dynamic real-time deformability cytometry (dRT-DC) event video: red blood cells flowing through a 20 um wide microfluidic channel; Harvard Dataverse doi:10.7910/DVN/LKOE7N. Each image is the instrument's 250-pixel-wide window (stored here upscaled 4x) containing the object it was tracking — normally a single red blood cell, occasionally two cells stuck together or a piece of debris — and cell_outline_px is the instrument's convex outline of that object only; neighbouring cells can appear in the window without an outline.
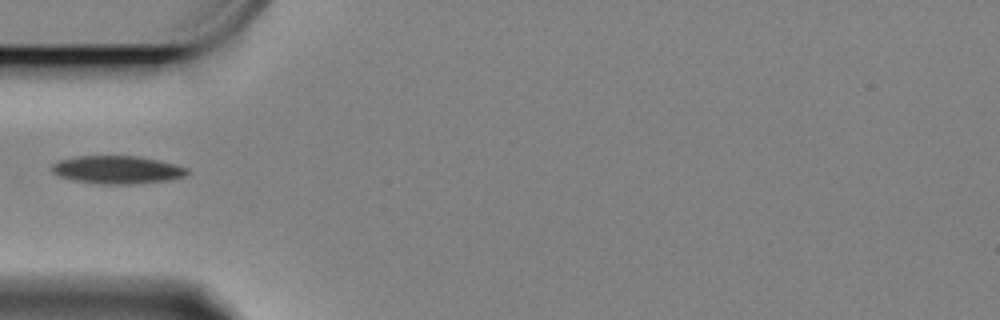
{"species": "Egyptian fruit bat (a non-hibernating species)", "species_latin": "Rousettus aegyptiacus", "temperature_condition": "cold", "stored_images_in_passage": 14, "camera_frame_rate_fps": 3000, "um_per_image_px": 0.085, "animal": {"sex": "female"}, "frame": {"image": 1, "passage_image": 1, "time_ms": 0.0, "image_size_px": [1000, 320], "cell_outline_px": [[188, 172], [184, 176], [168, 180], [128, 184], [104, 184], [76, 180], [60, 176], [52, 168], [52, 164], [60, 160], [80, 156], [136, 156], [156, 160], [188, 168]], "centroid_in_image_um": [9.98, 14.42], "position_along_channel_um": 75.0, "area_um2": 21.39}}
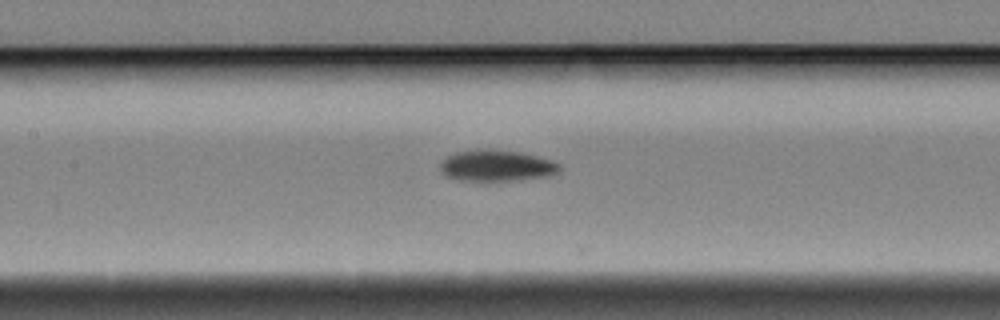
{"frame": {"image": 2, "passage_image": 9, "time_ms": 2.667, "image_size_px": [1000, 320], "cell_outline_px": [[560, 172], [544, 176], [512, 180], [460, 180], [448, 176], [440, 172], [440, 164], [448, 156], [456, 152], [476, 148], [488, 148], [520, 152], [552, 160], [560, 164]], "centroid_in_image_um": [42.19, 14.05], "position_along_channel_um": 165.2, "area_um2": 21.62}}
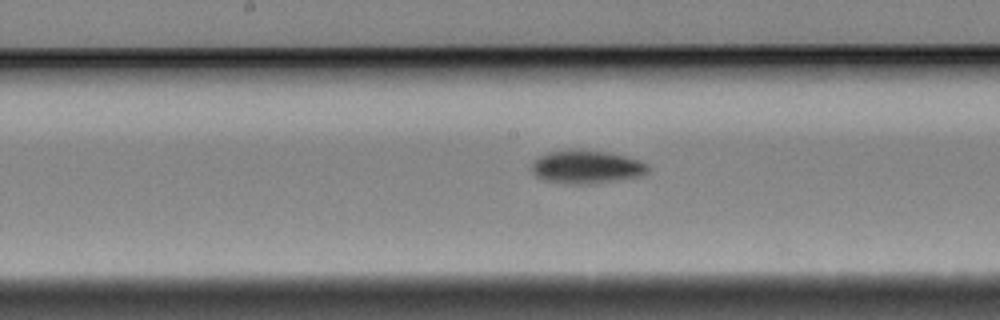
{"frame": {"image": 3, "passage_image": 12, "time_ms": 3.667, "image_size_px": [1000, 320], "cell_outline_px": [[648, 172], [636, 176], [608, 180], [576, 184], [548, 180], [536, 176], [532, 172], [532, 164], [540, 156], [548, 152], [572, 148], [576, 148], [604, 152], [624, 156], [648, 164]], "centroid_in_image_um": [49.79, 14.14], "position_along_channel_um": 198.4, "area_um2": 21.68}}